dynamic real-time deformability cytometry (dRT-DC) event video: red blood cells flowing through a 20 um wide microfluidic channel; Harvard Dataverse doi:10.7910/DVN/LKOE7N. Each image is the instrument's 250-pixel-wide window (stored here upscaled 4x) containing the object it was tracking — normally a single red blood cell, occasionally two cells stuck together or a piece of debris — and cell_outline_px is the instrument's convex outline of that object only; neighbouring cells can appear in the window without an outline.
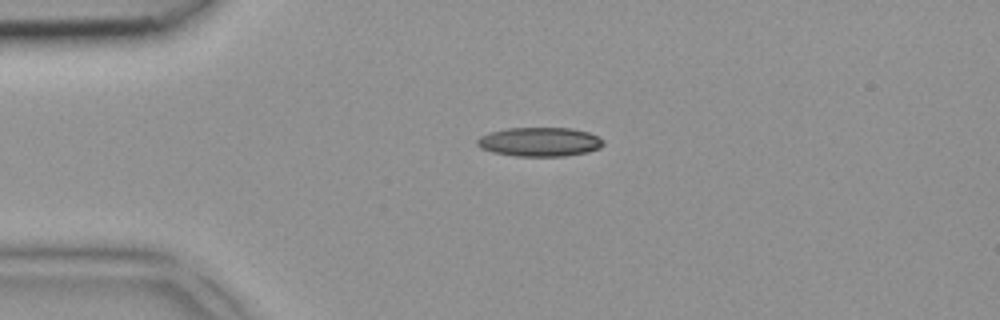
{"species": "common noctule bat (a hibernating species)", "species_latin": "Nyctalus noctula", "temperature_condition": "room temperature", "stored_images_in_passage": 4, "camera_frame_rate_fps": 3000, "um_per_image_px": 0.085, "animal": {"sex": "female", "body_mass_g": 18.4}, "frame": {"image": 1, "passage_image": 1, "time_ms": 0.0, "image_size_px": [1000, 320], "cell_outline_px": [[604, 144], [600, 148], [588, 152], [564, 156], [516, 156], [492, 152], [480, 148], [476, 144], [476, 140], [480, 136], [488, 132], [508, 128], [572, 128], [588, 132], [604, 140]], "centroid_in_image_um": [45.85, 12.06], "position_along_channel_um": 39.1, "area_um2": 21.5}}
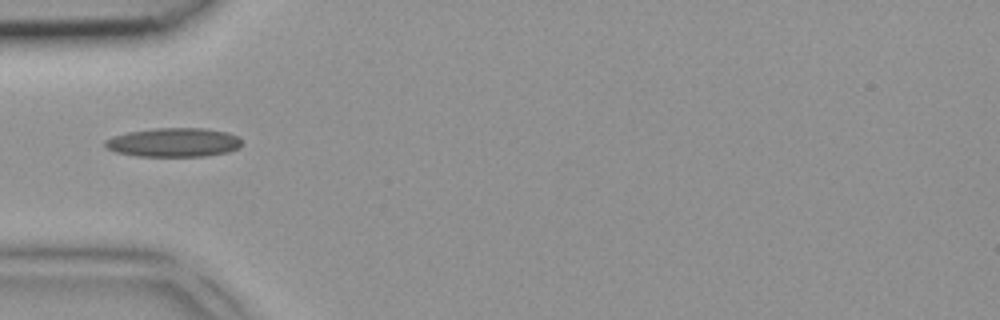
{"frame": {"image": 2, "passage_image": 2, "time_ms": 0.333, "image_size_px": [1000, 320], "cell_outline_px": [[240, 148], [228, 152], [204, 156], [136, 156], [116, 152], [108, 148], [104, 144], [104, 140], [112, 136], [128, 132], [152, 128], [204, 128], [228, 132], [236, 136], [240, 140]], "centroid_in_image_um": [14.75, 12.1], "position_along_channel_um": 70.3, "area_um2": 23.12}}
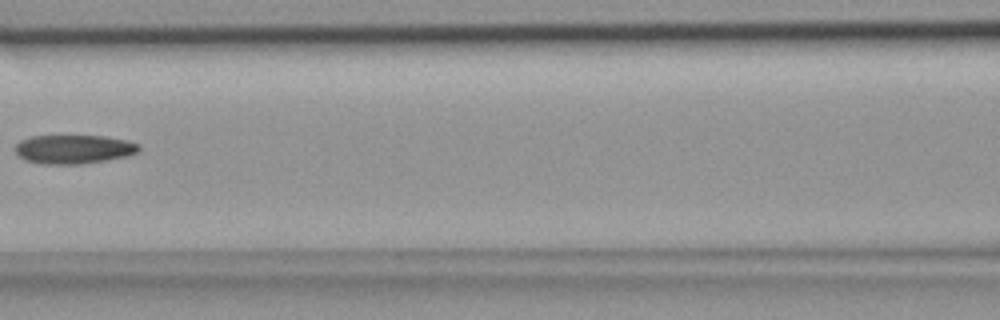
{"frame": {"image": 3, "passage_image": 4, "time_ms": 1.0, "image_size_px": [1000, 320], "cell_outline_px": [[140, 148], [136, 152], [128, 156], [80, 164], [40, 164], [24, 160], [16, 152], [16, 144], [20, 140], [32, 136], [104, 136], [124, 140], [140, 144]], "centroid_in_image_um": [6.24, 12.69], "position_along_channel_um": 160.4, "area_um2": 20.69}}